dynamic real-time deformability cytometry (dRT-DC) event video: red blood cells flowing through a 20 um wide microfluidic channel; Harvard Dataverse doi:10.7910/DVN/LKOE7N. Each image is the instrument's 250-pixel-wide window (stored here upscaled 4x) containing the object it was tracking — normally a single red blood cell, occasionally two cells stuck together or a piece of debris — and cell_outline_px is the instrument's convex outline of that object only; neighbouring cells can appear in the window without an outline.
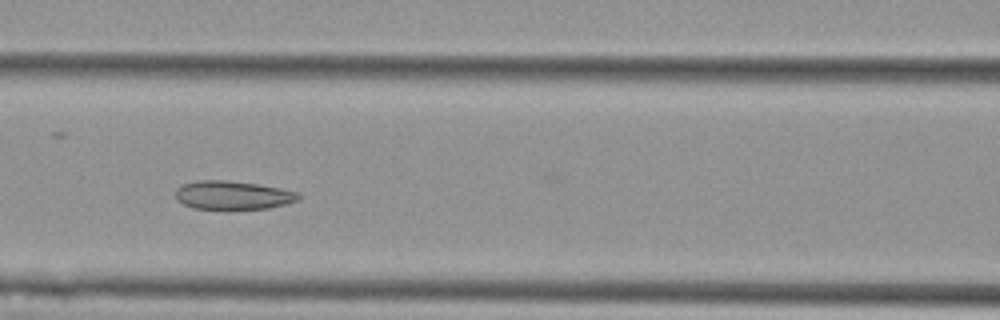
{"species": "Egyptian fruit bat (a non-hibernating species)", "species_latin": "Rousettus aegyptiacus", "temperature_condition": "cold", "stored_images_in_passage": 47, "camera_frame_rate_fps": 3000, "um_per_image_px": 0.085, "animal": {"sex": "female"}, "frame": {"image": 1, "passage_image": 16, "time_ms": 5.0, "image_size_px": [1000, 320], "cell_outline_px": [[300, 200], [288, 204], [268, 208], [228, 212], [192, 208], [176, 200], [176, 188], [184, 184], [196, 180], [224, 180], [256, 184], [280, 188], [300, 192]], "centroid_in_image_um": [19.8, 16.64], "position_along_channel_um": 146.8, "area_um2": 21.44}}
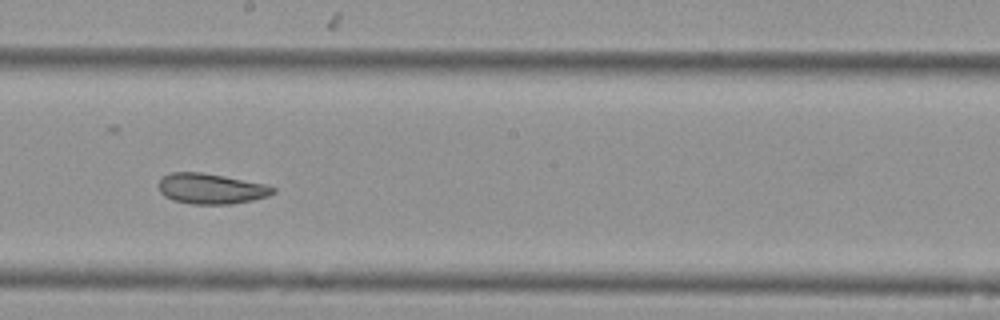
{"frame": {"image": 2, "passage_image": 23, "time_ms": 7.333, "image_size_px": [1000, 320], "cell_outline_px": [[276, 192], [268, 196], [252, 200], [232, 204], [192, 204], [172, 200], [164, 196], [160, 192], [160, 176], [172, 172], [200, 172], [224, 176], [264, 184], [276, 188]], "centroid_in_image_um": [17.92, 16.04], "position_along_channel_um": 230.3, "area_um2": 20.29}}
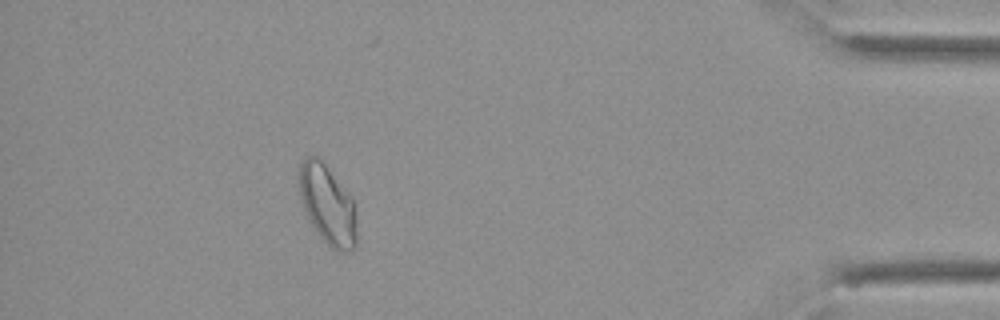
{"frame": {"image": 3, "passage_image": 42, "time_ms": 13.667, "image_size_px": [1000, 320], "cell_outline_px": [[356, 248], [348, 252], [336, 252], [316, 232], [304, 208], [300, 196], [296, 180], [296, 172], [300, 160], [308, 156], [316, 156], [324, 164], [352, 196], [356, 212]], "centroid_in_image_um": [27.82, 17.38], "position_along_channel_um": 407.4, "area_um2": 27.11}, "authors_computed_cell_mechanics": {"area_um2": 23.1778, "velocity_mm_per_s": 3.6026, "shape_relaxation_time_tau1_ms": null, "shape_relaxation_time_tau2_ms": 5.6736, "deformation_change_tau1": null, "deformation_change_tau2": 0.0701}}